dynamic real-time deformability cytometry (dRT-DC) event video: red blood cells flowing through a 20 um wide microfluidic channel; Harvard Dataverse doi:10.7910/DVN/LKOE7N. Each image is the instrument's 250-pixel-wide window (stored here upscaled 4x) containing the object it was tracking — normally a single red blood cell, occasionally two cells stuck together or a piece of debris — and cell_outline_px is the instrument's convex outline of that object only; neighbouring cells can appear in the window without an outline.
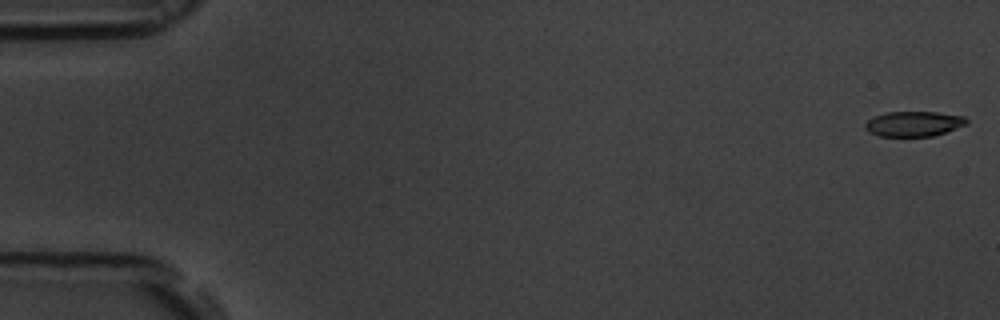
{"species": "common noctule bat (a hibernating species)", "species_latin": "Nyctalus noctula", "temperature_condition": "room temperature", "stored_images_in_passage": 55, "camera_frame_rate_fps": 3000, "um_per_image_px": 0.085, "animal": {"sex": "male", "body_mass_g": 19.5, "forearm_length_mm": 54.6}, "frame": {"image": 1, "passage_image": 1, "time_ms": 0.0, "image_size_px": [1000, 320], "cell_outline_px": [[968, 124], [932, 136], [880, 136], [868, 132], [864, 128], [864, 124], [872, 116], [888, 112], [936, 112], [964, 116], [968, 120]], "centroid_in_image_um": [77.64, 10.52], "position_along_channel_um": 7.4, "area_um2": 14.85}}
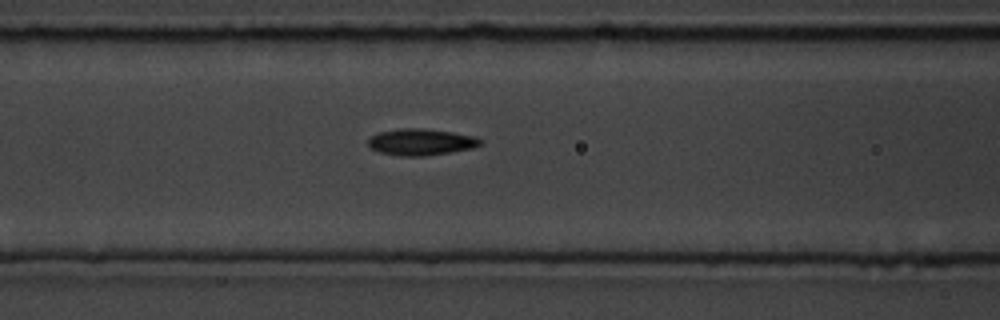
{"frame": {"image": 2, "passage_image": 23, "time_ms": 7.333, "image_size_px": [1000, 320], "cell_outline_px": [[480, 144], [472, 148], [452, 152], [424, 156], [400, 156], [380, 152], [372, 148], [368, 144], [368, 136], [380, 132], [400, 128], [420, 128], [452, 132], [476, 136], [480, 140]], "centroid_in_image_um": [35.75, 12.07], "position_along_channel_um": 130.8, "area_um2": 17.28}}
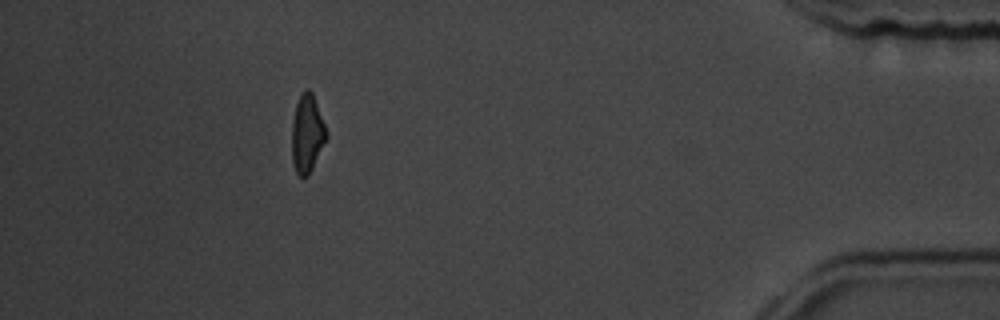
{"frame": {"image": 3, "passage_image": 50, "time_ms": 16.333, "image_size_px": [1000, 320], "cell_outline_px": [[328, 136], [308, 176], [300, 176], [296, 172], [292, 164], [292, 120], [296, 104], [300, 92], [304, 88], [308, 88], [312, 92], [328, 132]], "centroid_in_image_um": [26.1, 11.32], "position_along_channel_um": 409.1, "area_um2": 15.84}, "authors_computed_cell_mechanics": {"area_um2": 16.473, "velocity_mm_per_s": 3.7072, "shape_relaxation_time_tau1_ms": 3.5706, "shape_relaxation_time_tau2_ms": 2.535, "deformation_change_tau1": 0.1401, "deformation_change_tau2": 0.094}}